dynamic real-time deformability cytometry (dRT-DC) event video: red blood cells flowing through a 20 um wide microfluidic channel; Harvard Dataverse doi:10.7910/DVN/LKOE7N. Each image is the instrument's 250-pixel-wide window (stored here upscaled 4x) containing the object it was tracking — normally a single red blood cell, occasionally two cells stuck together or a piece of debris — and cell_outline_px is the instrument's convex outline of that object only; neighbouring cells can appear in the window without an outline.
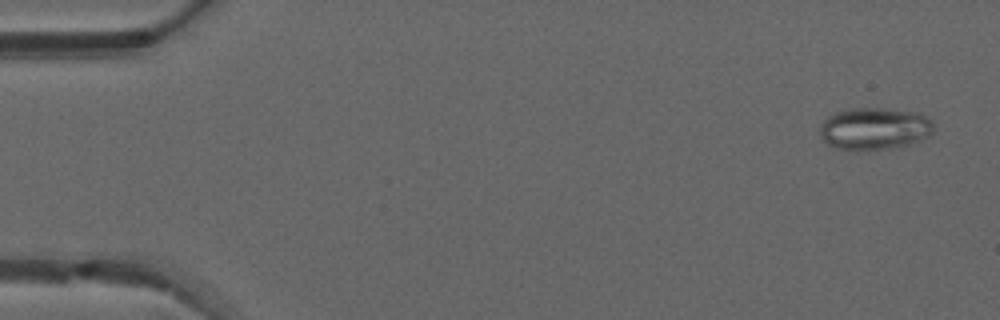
{"species": "common noctule bat (a hibernating species)", "species_latin": "Nyctalus noctula", "temperature_condition": "warm", "stored_images_in_passage": 50, "camera_frame_rate_fps": 3000, "um_per_image_px": 0.085, "animal": {"sex": "male", "forearm_length_mm": 52.5}, "frame": {"image": 1, "passage_image": 3, "time_ms": 0.667, "image_size_px": [1000, 320], "cell_outline_px": [[932, 132], [928, 136], [920, 140], [900, 148], [856, 152], [836, 148], [828, 144], [820, 136], [820, 124], [828, 116], [836, 112], [852, 108], [884, 108], [920, 112], [932, 124]], "centroid_in_image_um": [74.3, 10.96], "position_along_channel_um": 10.7, "area_um2": 28.5}}
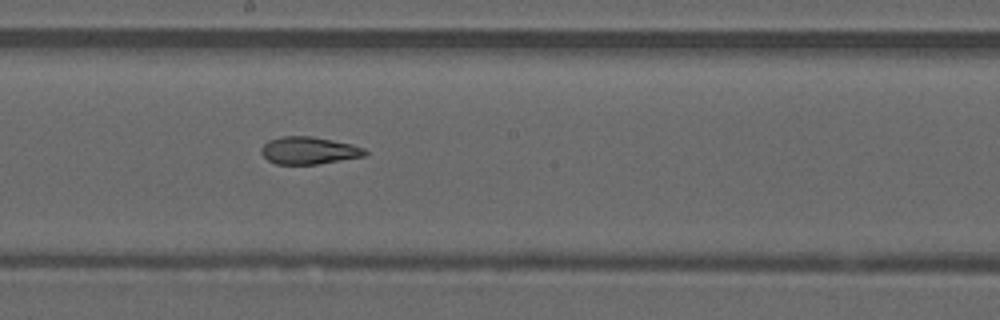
{"frame": {"image": 2, "passage_image": 28, "time_ms": 9.0, "image_size_px": [1000, 320], "cell_outline_px": [[368, 152], [364, 156], [316, 164], [276, 164], [268, 160], [260, 152], [260, 148], [268, 140], [280, 136], [312, 136], [352, 144], [364, 148]], "centroid_in_image_um": [26.22, 12.78], "position_along_channel_um": 222.0, "area_um2": 16.53}}
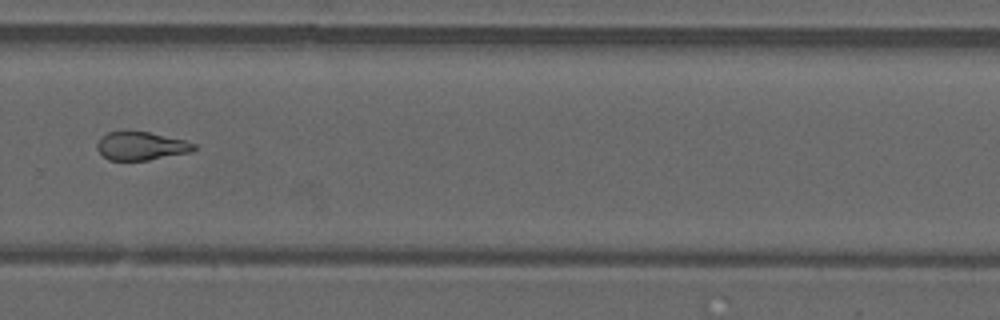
{"frame": {"image": 3, "passage_image": 35, "time_ms": 11.333, "image_size_px": [1000, 320], "cell_outline_px": [[196, 148], [192, 152], [148, 160], [108, 160], [96, 148], [96, 144], [100, 136], [108, 132], [120, 128], [128, 128], [148, 132], [184, 140], [196, 144]], "centroid_in_image_um": [11.93, 12.36], "position_along_channel_um": 317.9, "area_um2": 16.59}, "authors_computed_cell_mechanics": {"area_um2": 18.8428, "velocity_mm_per_s": 4.1254, "shape_relaxation_time_tau1_ms": null, "shape_relaxation_time_tau2_ms": 2.4761, "deformation_change_tau1": null, "deformation_change_tau2": 0.0965}}